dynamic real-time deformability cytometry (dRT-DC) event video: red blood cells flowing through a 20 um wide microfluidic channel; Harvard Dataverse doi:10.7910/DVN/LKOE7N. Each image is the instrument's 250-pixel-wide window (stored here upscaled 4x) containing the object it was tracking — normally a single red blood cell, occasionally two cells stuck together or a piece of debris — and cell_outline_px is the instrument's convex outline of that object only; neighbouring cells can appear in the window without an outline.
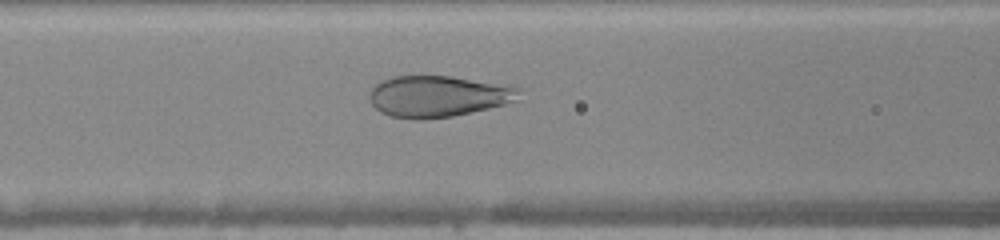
{"species": "human", "species_latin": "Homo sapiens", "temperature_condition": "warm", "stored_images_in_passage": 35, "camera_frame_rate_fps": 3000, "um_per_image_px": 0.085, "donor": {"sex": "female"}, "frame": {"image": 1, "passage_image": 13, "time_ms": 4.0, "image_size_px": [1000, 240], "cell_outline_px": [[508, 100], [500, 104], [468, 112], [448, 116], [392, 116], [376, 108], [372, 104], [372, 88], [376, 84], [384, 80], [396, 76], [448, 76], [508, 88]], "centroid_in_image_um": [36.94, 8.15], "position_along_channel_um": 129.7, "area_um2": 32.19}}
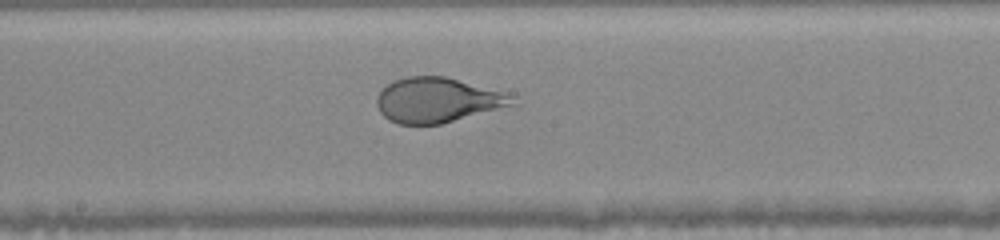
{"frame": {"image": 2, "passage_image": 19, "time_ms": 6.0, "image_size_px": [1000, 240], "cell_outline_px": [[508, 104], [440, 124], [400, 124], [384, 116], [380, 112], [376, 100], [380, 92], [388, 84], [396, 80], [412, 76], [444, 76], [496, 92], [504, 96]], "centroid_in_image_um": [36.93, 8.51], "position_along_channel_um": 211.3, "area_um2": 33.0}}
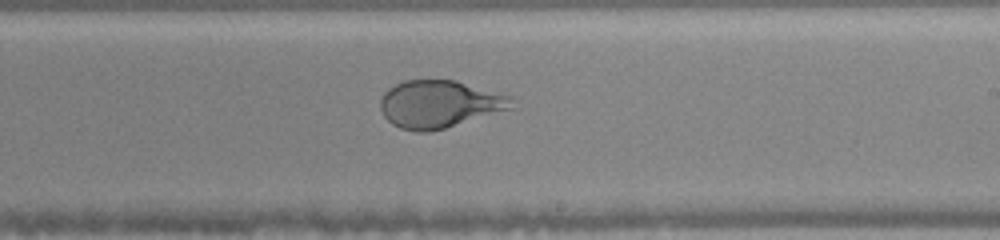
{"frame": {"image": 3, "passage_image": 22, "time_ms": 7.0, "image_size_px": [1000, 240], "cell_outline_px": [[508, 96], [504, 108], [444, 128], [424, 132], [400, 128], [392, 124], [384, 116], [380, 108], [380, 100], [396, 84], [404, 80], [452, 80]], "centroid_in_image_um": [37.16, 8.84], "position_along_channel_um": 251.8, "area_um2": 34.16}}